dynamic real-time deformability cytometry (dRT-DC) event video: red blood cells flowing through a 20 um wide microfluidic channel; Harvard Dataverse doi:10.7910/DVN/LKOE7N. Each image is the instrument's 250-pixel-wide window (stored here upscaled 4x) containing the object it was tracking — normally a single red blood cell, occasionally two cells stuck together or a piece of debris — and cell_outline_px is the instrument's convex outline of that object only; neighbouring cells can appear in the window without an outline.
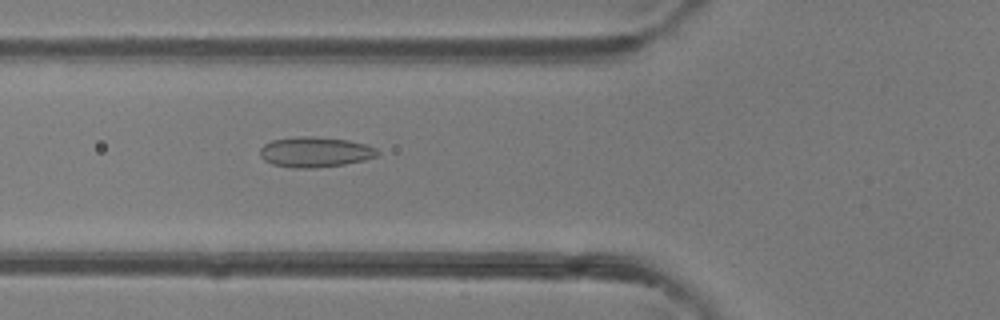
{"species": "common noctule bat (a hibernating species)", "species_latin": "Nyctalus noctula", "temperature_condition": "room temperature", "stored_images_in_passage": 46, "camera_frame_rate_fps": 3000, "um_per_image_px": 0.085, "animal": {"sex": "female"}, "frame": {"image": 1, "passage_image": 16, "time_ms": 5.0, "image_size_px": [1000, 320], "cell_outline_px": [[380, 152], [376, 156], [364, 160], [344, 164], [316, 168], [292, 168], [272, 164], [264, 160], [260, 156], [260, 148], [264, 144], [272, 140], [296, 136], [312, 136], [348, 140], [364, 144], [376, 148]], "centroid_in_image_um": [26.76, 12.92], "position_along_channel_um": 99.0, "area_um2": 20.81}}
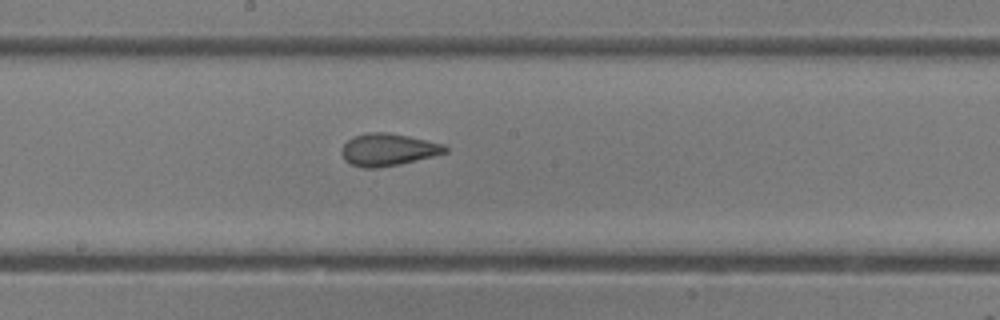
{"frame": {"image": 2, "passage_image": 24, "time_ms": 7.667, "image_size_px": [1000, 320], "cell_outline_px": [[448, 152], [400, 164], [376, 168], [364, 168], [352, 164], [344, 160], [340, 152], [344, 144], [352, 136], [368, 132], [388, 132], [408, 136], [444, 144], [448, 148]], "centroid_in_image_um": [32.96, 12.71], "position_along_channel_um": 215.2, "area_um2": 19.48}}
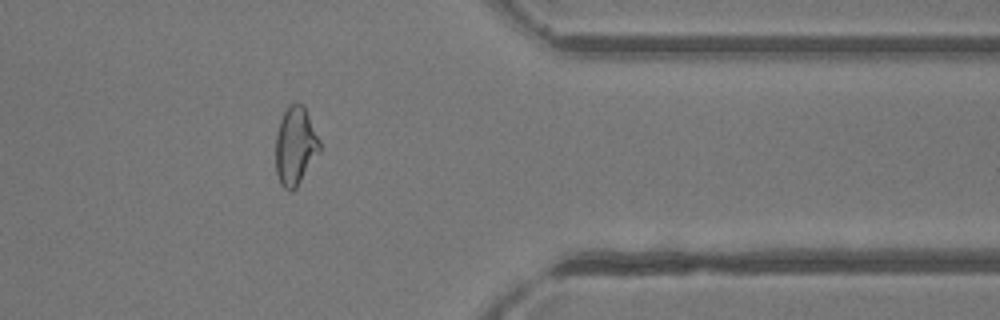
{"frame": {"image": 3, "passage_image": 37, "time_ms": 12.0, "image_size_px": [1000, 320], "cell_outline_px": [[320, 152], [296, 188], [292, 192], [284, 188], [280, 184], [276, 172], [276, 136], [280, 120], [288, 104], [304, 104], [320, 140]], "centroid_in_image_um": [25.11, 12.41], "position_along_channel_um": 386.3, "area_um2": 20.17}, "authors_computed_cell_mechanics": {"area_um2": 20.6635, "velocity_mm_per_s": 4.3297, "shape_relaxation_time_tau1_ms": null, "shape_relaxation_time_tau2_ms": 1.2678, "deformation_change_tau1": null, "deformation_change_tau2": 0.0761}}